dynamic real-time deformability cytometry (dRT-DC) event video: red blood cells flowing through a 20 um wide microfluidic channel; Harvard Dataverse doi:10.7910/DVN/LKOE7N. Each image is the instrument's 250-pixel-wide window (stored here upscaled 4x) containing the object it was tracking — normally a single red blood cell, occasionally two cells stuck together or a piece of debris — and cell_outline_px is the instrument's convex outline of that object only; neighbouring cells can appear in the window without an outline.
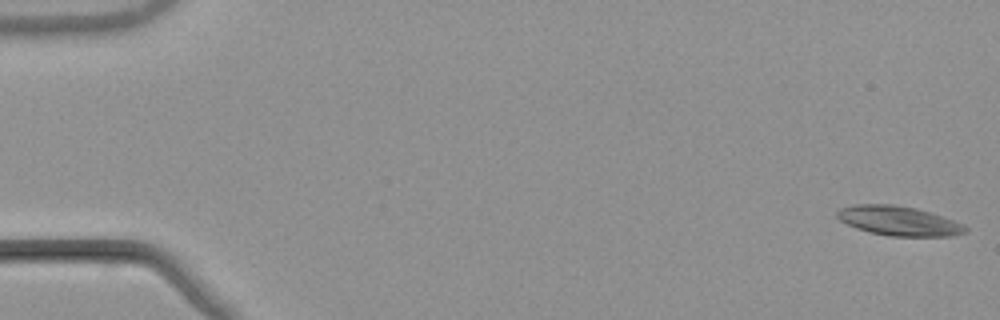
{"species": "common noctule bat (a hibernating species)", "species_latin": "Nyctalus noctula", "temperature_condition": "warm", "stored_images_in_passage": 55, "camera_frame_rate_fps": 3000, "um_per_image_px": 0.085, "animal": {"sex": "male", "body_mass_g": 21.5, "forearm_length_mm": 52.0}, "frame": {"image": 1, "passage_image": 1, "time_ms": 0.0, "image_size_px": [1000, 320], "cell_outline_px": [[968, 232], [952, 236], [888, 236], [856, 228], [840, 220], [836, 216], [836, 212], [840, 208], [852, 204], [892, 204], [916, 208], [964, 224], [968, 228]], "centroid_in_image_um": [76.38, 18.77], "position_along_channel_um": 8.6, "area_um2": 21.96}}
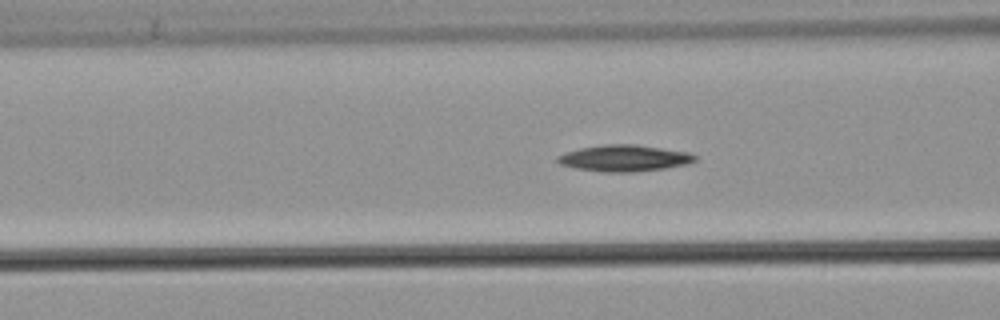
{"frame": {"image": 2, "passage_image": 22, "time_ms": 7.0, "image_size_px": [1000, 320], "cell_outline_px": [[696, 160], [688, 164], [668, 168], [636, 172], [604, 172], [576, 168], [560, 164], [556, 160], [556, 156], [580, 148], [604, 144], [636, 144], [688, 152], [696, 156]], "centroid_in_image_um": [53.09, 13.45], "position_along_channel_um": 113.5, "area_um2": 21.21}}
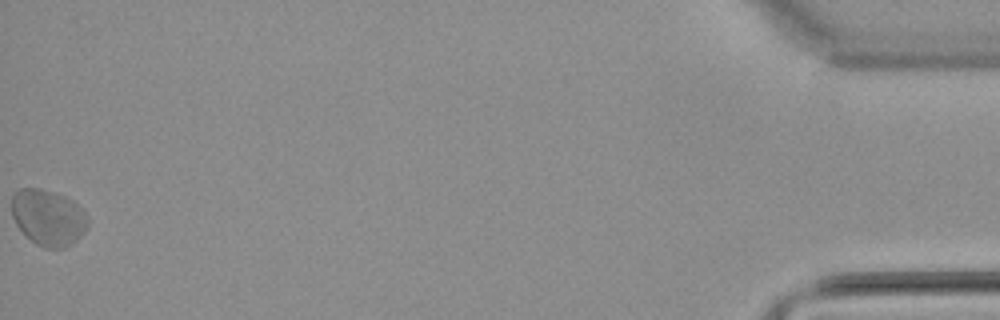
{"frame": {"image": 3, "passage_image": 55, "time_ms": 18.0, "image_size_px": [1000, 320], "cell_outline_px": [[88, 228], [72, 244], [64, 248], [44, 248], [36, 244], [16, 224], [12, 216], [12, 196], [20, 188], [40, 188], [64, 196], [72, 200], [88, 216]], "centroid_in_image_um": [4.11, 18.49], "position_along_channel_um": 431.1, "area_um2": 24.68}}